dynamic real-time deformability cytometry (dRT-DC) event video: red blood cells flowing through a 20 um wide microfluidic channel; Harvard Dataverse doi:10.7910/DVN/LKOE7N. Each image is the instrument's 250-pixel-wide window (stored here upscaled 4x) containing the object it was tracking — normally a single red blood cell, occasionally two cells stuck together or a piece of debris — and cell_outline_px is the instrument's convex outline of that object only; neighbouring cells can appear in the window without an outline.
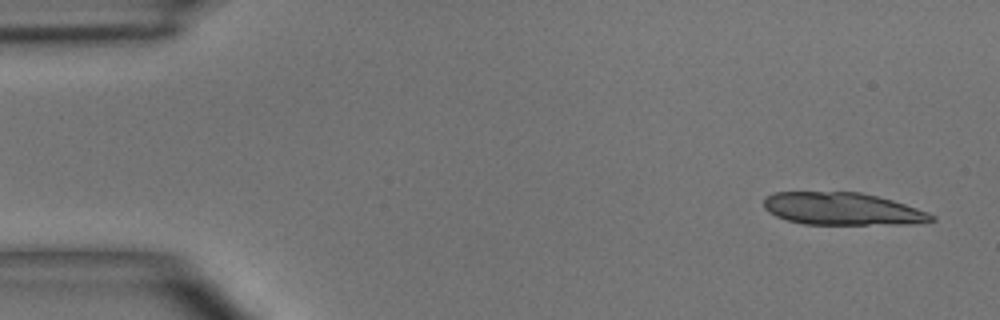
{"species": "common noctule bat (a hibernating species)", "species_latin": "Nyctalus noctula", "temperature_condition": "room temperature", "stored_images_in_passage": 5, "segment_of_instrument_passage": [1, 2], "camera_frame_rate_fps": 3000, "um_per_image_px": 0.085, "animal": {"sex": "male", "body_mass_g": 15.6}, "frame": {"image": 1, "passage_image": 1, "time_ms": 0.0, "image_size_px": [1000, 320], "cell_outline_px": [[936, 220], [904, 224], [804, 224], [788, 220], [776, 216], [768, 212], [764, 208], [764, 196], [776, 192], [860, 192], [892, 200], [928, 212], [936, 216]], "centroid_in_image_um": [71.57, 17.75], "position_along_channel_um": 13.4, "area_um2": 31.56}}